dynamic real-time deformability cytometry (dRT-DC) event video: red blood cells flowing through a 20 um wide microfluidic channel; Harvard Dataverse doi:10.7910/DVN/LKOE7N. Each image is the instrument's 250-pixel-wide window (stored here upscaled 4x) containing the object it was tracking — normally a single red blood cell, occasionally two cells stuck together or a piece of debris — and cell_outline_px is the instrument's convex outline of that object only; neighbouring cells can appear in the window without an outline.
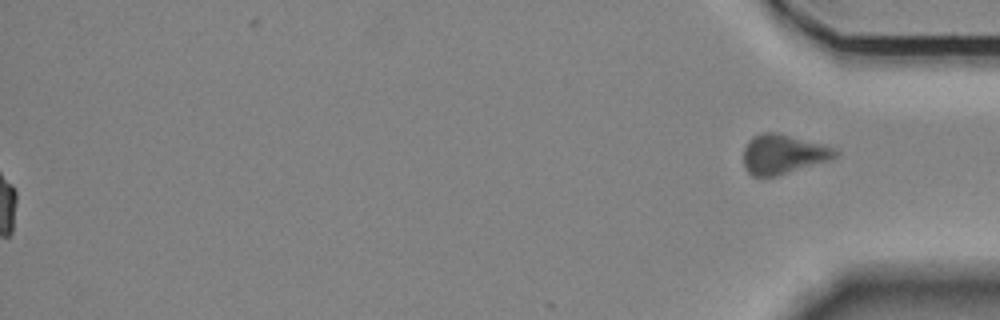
{"species": "Egyptian fruit bat (a non-hibernating species)", "species_latin": "Rousettus aegyptiacus", "temperature_condition": "room temperature", "stored_images_in_passage": 57, "segment_of_instrument_passage": [2, 2], "camera_frame_rate_fps": 3000, "um_per_image_px": 0.085, "animal": {"sex": "female"}, "frame": {"image": 1, "passage_image": 57, "time_ms": 18.667, "image_size_px": [1000, 320], "cell_outline_px": [[840, 152], [836, 156], [828, 160], [776, 176], [752, 176], [744, 168], [744, 148], [748, 140], [752, 136], [764, 132], [776, 132], [824, 144]], "centroid_in_image_um": [66.53, 13.09], "position_along_channel_um": 368.7, "area_um2": 20.98}}